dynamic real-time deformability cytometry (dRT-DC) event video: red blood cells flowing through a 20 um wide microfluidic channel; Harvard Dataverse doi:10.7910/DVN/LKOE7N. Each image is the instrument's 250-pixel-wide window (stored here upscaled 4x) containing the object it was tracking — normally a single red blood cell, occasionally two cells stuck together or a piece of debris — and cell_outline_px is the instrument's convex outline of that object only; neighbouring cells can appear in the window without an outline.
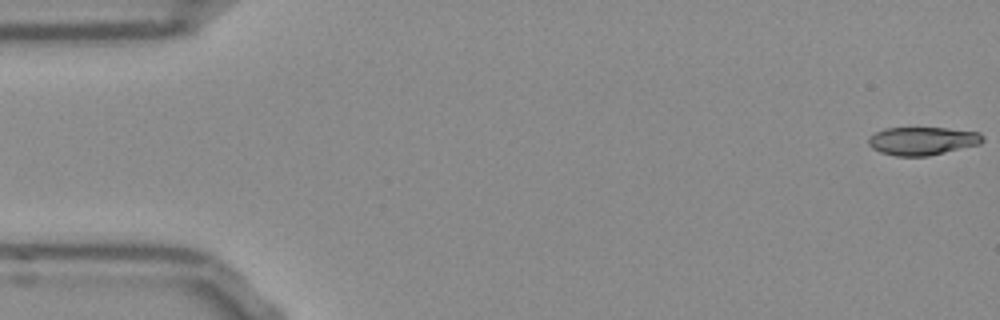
{"species": "Egyptian fruit bat (a non-hibernating species)", "species_latin": "Rousettus aegyptiacus", "temperature_condition": "room temperature", "stored_images_in_passage": 11, "camera_frame_rate_fps": 3000, "um_per_image_px": 0.085, "frame": {"image": 1, "passage_image": 1, "time_ms": 0.0, "image_size_px": [1000, 320], "cell_outline_px": [[984, 140], [980, 144], [928, 156], [896, 156], [880, 152], [872, 148], [868, 144], [868, 136], [884, 128], [948, 128], [980, 132], [984, 136]], "centroid_in_image_um": [78.4, 11.97], "position_along_channel_um": 6.6, "area_um2": 18.84}}